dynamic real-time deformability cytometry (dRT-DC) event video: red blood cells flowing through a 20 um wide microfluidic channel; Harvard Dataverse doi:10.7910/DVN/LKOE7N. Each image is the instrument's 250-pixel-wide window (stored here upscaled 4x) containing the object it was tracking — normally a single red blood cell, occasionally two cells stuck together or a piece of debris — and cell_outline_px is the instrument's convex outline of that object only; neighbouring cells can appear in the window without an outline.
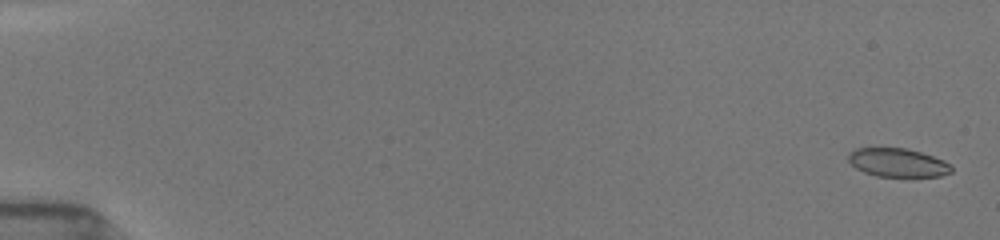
{"species": "common noctule bat (a hibernating species)", "species_latin": "Nyctalus noctula", "temperature_condition": "room temperature", "stored_images_in_passage": 26, "camera_frame_rate_fps": 3000, "um_per_image_px": 0.085, "animal": {"sex": "female", "body_mass_g": 19.5, "forearm_length_mm": 54.1}, "frame": {"image": 1, "passage_image": 3, "time_ms": 0.333, "image_size_px": [1000, 240], "cell_outline_px": [[952, 172], [940, 176], [876, 176], [864, 172], [856, 168], [848, 160], [848, 152], [856, 148], [908, 148], [944, 160], [952, 164]], "centroid_in_image_um": [76.31, 13.82], "position_along_channel_um": 8.7, "area_um2": 17.17}}
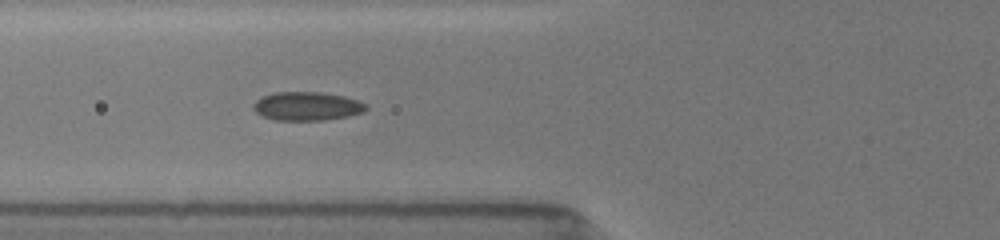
{"frame": {"image": 2, "passage_image": 23, "time_ms": 7.0, "image_size_px": [1000, 240], "cell_outline_px": [[368, 108], [364, 112], [348, 116], [324, 120], [276, 120], [264, 116], [256, 112], [252, 108], [252, 104], [256, 100], [264, 96], [276, 92], [320, 92], [344, 96], [356, 100], [364, 104]], "centroid_in_image_um": [26.08, 9.03], "position_along_channel_um": 99.7, "area_um2": 18.67}}
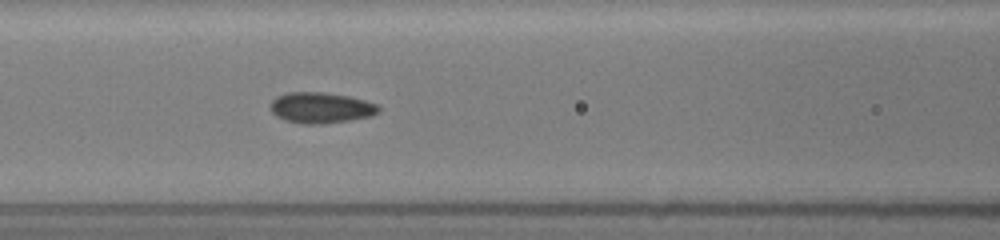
{"frame": {"image": 3, "passage_image": 26, "time_ms": 8.0, "image_size_px": [1000, 240], "cell_outline_px": [[380, 112], [372, 116], [324, 124], [300, 124], [284, 120], [276, 116], [268, 108], [268, 104], [276, 96], [288, 92], [324, 92], [348, 96], [364, 100], [376, 104], [380, 108]], "centroid_in_image_um": [27.22, 9.16], "position_along_channel_um": 139.4, "area_um2": 19.71}}